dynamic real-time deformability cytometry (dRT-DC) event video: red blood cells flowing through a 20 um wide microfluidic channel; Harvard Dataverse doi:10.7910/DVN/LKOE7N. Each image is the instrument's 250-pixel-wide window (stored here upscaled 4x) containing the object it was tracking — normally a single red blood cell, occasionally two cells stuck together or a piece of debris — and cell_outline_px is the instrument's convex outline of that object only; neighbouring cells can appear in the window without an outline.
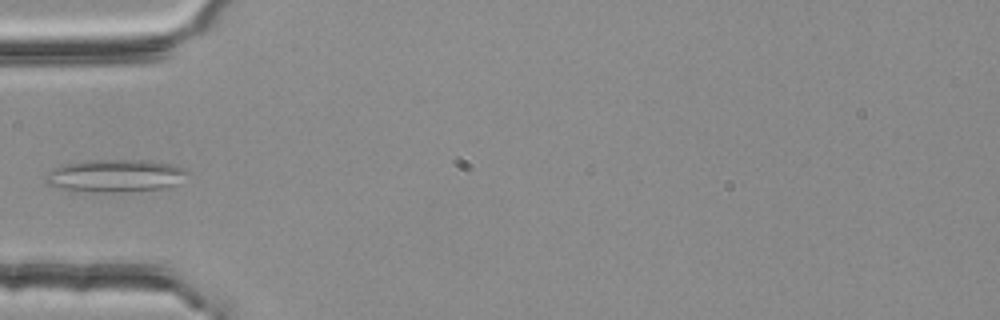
{"species": "common noctule bat (a hibernating species)", "species_latin": "Nyctalus noctula", "temperature_condition": "room temperature", "stored_images_in_passage": 3, "camera_frame_rate_fps": 3000, "um_per_image_px": 0.085, "animal": {"sex": "female", "body_mass_g": 25.1}, "frame": {"image": 1, "passage_image": 3, "time_ms": 0.667, "image_size_px": [1000, 320], "cell_outline_px": [[188, 172], [172, 184], [164, 188], [124, 192], [68, 192], [56, 188], [48, 184], [44, 180], [44, 176], [52, 168], [64, 164], [84, 160], [148, 160], [172, 164], [184, 168]], "centroid_in_image_um": [9.64, 14.95], "position_along_channel_um": 75.4, "area_um2": 27.28}}